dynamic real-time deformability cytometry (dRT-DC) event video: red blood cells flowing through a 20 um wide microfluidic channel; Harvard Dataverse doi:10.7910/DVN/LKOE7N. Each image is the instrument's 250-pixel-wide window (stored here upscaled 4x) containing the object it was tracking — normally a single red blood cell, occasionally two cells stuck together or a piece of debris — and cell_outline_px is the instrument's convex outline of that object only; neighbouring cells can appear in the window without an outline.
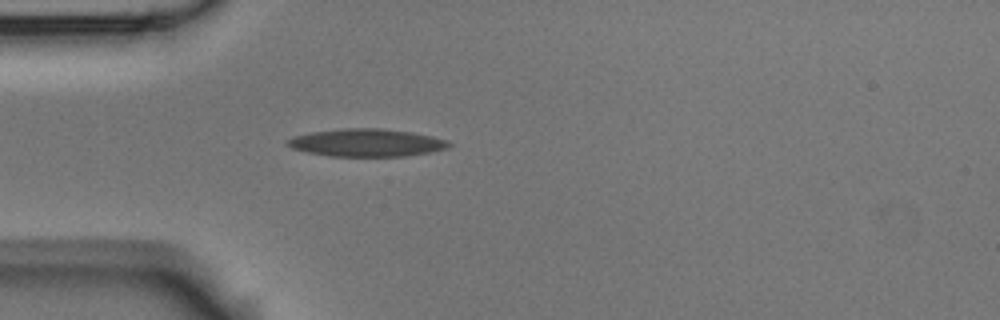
{"species": "Egyptian fruit bat (a non-hibernating species)", "species_latin": "Rousettus aegyptiacus", "temperature_condition": "room temperature", "stored_images_in_passage": 1, "camera_frame_rate_fps": 3000, "um_per_image_px": 0.085, "animal": {"sex": "male"}, "frame": {"image": 1, "passage_image": 1, "time_ms": 0.0, "image_size_px": [1000, 320], "cell_outline_px": [[452, 144], [448, 148], [428, 152], [404, 156], [328, 156], [308, 152], [292, 148], [284, 144], [292, 136], [312, 132], [344, 128], [380, 128], [412, 132], [432, 136], [448, 140]], "centroid_in_image_um": [31.15, 12.12], "position_along_channel_um": 53.8, "area_um2": 26.01}}